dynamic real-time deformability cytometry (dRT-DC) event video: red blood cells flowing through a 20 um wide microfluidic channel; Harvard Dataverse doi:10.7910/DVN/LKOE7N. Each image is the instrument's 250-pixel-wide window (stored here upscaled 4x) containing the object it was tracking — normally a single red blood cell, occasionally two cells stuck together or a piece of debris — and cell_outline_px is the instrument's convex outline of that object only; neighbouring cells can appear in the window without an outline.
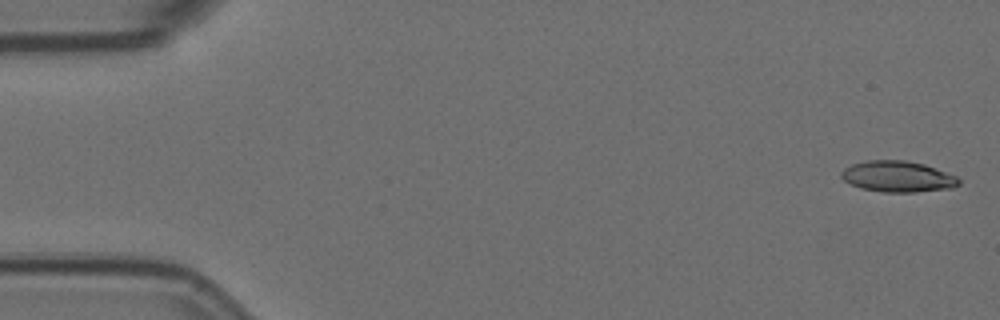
{"species": "Egyptian fruit bat (a non-hibernating species)", "species_latin": "Rousettus aegyptiacus", "temperature_condition": "room temperature", "stored_images_in_passage": 57, "camera_frame_rate_fps": 3000, "um_per_image_px": 0.085, "animal": {"sex": "female"}, "frame": {"image": 1, "passage_image": 2, "time_ms": 0.333, "image_size_px": [1000, 320], "cell_outline_px": [[960, 184], [952, 188], [916, 192], [884, 192], [860, 188], [844, 180], [840, 176], [840, 172], [844, 168], [852, 164], [864, 160], [904, 160], [924, 164], [956, 176], [960, 180]], "centroid_in_image_um": [76.29, 15.0], "position_along_channel_um": 8.7, "area_um2": 21.27}}
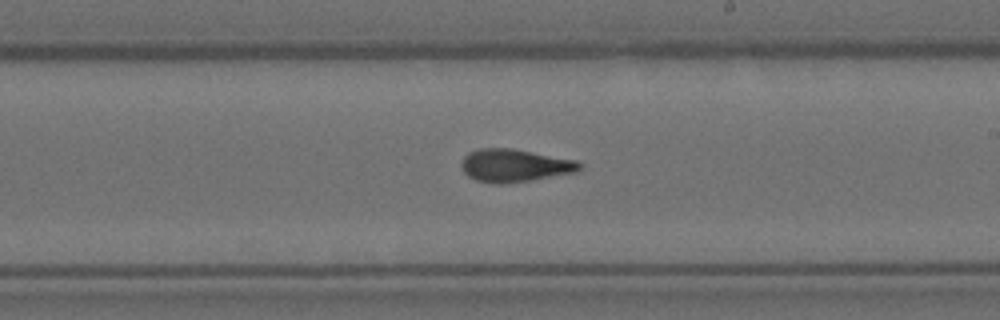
{"frame": {"image": 2, "passage_image": 33, "time_ms": 10.667, "image_size_px": [1000, 320], "cell_outline_px": [[584, 164], [576, 172], [504, 184], [496, 184], [476, 180], [468, 176], [464, 172], [460, 164], [464, 156], [468, 152], [480, 148], [512, 148], [576, 160]], "centroid_in_image_um": [43.72, 14.06], "position_along_channel_um": 245.3, "area_um2": 22.54}}
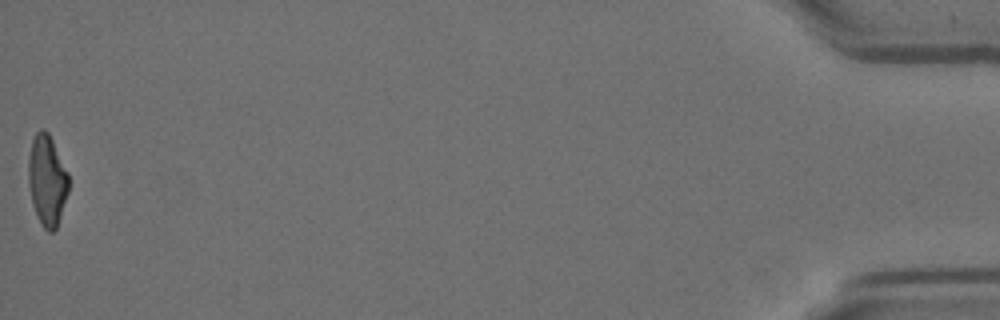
{"frame": {"image": 3, "passage_image": 57, "time_ms": 18.667, "image_size_px": [1000, 320], "cell_outline_px": [[68, 192], [56, 228], [52, 232], [48, 232], [40, 224], [32, 204], [28, 184], [28, 160], [32, 140], [36, 132], [40, 128], [44, 128], [48, 132], [68, 172]], "centroid_in_image_um": [3.98, 15.32], "position_along_channel_um": 431.2, "area_um2": 21.27}, "authors_computed_cell_mechanics": {"area_um2": 21.8484, "velocity_mm_per_s": 3.5845, "shape_relaxation_time_tau1_ms": 10.4408, "shape_relaxation_time_tau2_ms": 2.4429, "deformation_change_tau1": 0.2773, "deformation_change_tau2": 0.1064}}